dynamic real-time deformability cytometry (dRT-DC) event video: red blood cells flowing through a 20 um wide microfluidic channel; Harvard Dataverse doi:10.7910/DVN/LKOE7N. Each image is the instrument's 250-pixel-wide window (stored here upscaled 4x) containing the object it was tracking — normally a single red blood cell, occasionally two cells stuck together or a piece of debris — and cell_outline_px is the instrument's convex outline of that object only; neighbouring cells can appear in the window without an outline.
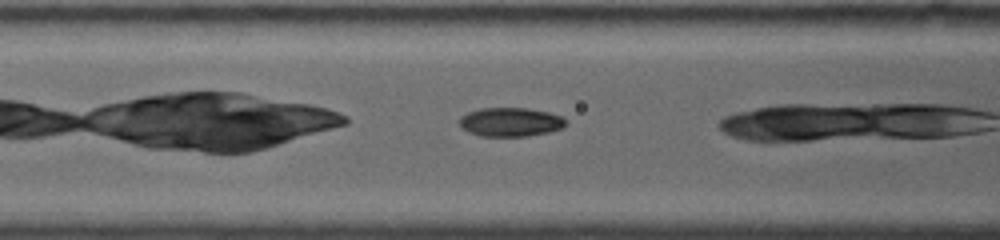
{"species": "common noctule bat (a hibernating species)", "species_latin": "Nyctalus noctula", "temperature_condition": "warm", "stored_images_in_passage": 33, "camera_frame_rate_fps": 5000, "um_per_image_px": 0.085, "animal": {"sex": "female", "body_mass_g": 19.0, "forearm_length_mm": 53.3}, "frame": {"image": 1, "passage_image": 6, "time_ms": 1.4, "image_size_px": [1000, 240], "cell_outline_px": [[568, 124], [564, 128], [548, 132], [528, 136], [480, 136], [468, 132], [460, 128], [456, 120], [460, 116], [468, 112], [480, 108], [528, 108], [548, 112], [560, 116], [568, 120]], "centroid_in_image_um": [43.36, 10.37], "position_along_channel_um": 123.2, "area_um2": 18.32}}